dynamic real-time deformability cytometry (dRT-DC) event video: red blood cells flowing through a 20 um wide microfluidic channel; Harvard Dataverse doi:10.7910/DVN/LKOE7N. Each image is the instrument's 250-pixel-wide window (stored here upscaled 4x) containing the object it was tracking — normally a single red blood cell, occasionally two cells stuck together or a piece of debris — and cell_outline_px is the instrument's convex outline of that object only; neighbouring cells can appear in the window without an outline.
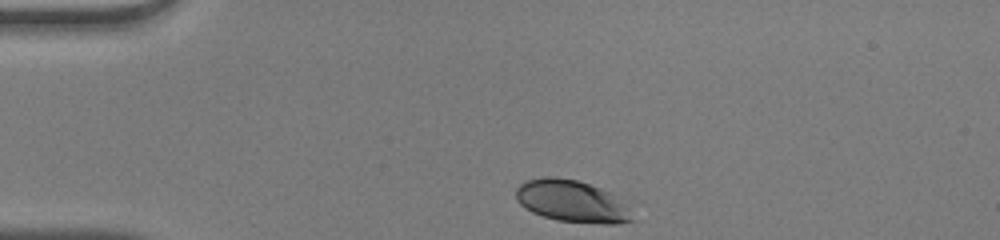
{"species": "human", "species_latin": "Homo sapiens", "temperature_condition": "warm", "stored_images_in_passage": 32, "camera_frame_rate_fps": 3000, "um_per_image_px": 0.085, "donor": {"sex": "male"}, "frame": {"image": 1, "passage_image": 1, "time_ms": 0.0, "image_size_px": [1000, 240], "cell_outline_px": [[636, 220], [616, 224], [604, 224], [556, 220], [532, 212], [524, 208], [516, 200], [516, 188], [524, 180], [544, 176], [552, 176], [576, 180], [600, 188], [608, 192], [628, 208]], "centroid_in_image_um": [48.56, 17.11], "position_along_channel_um": 36.4, "area_um2": 28.32}}
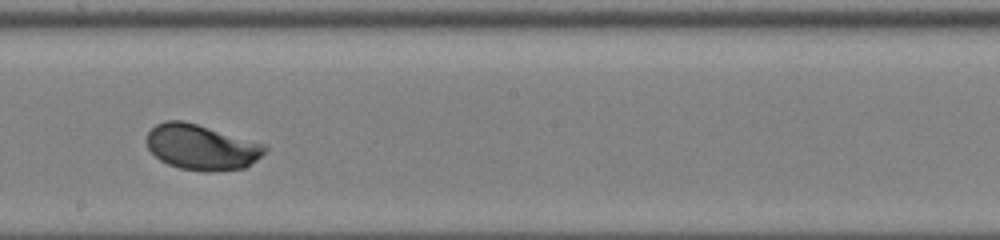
{"frame": {"image": 2, "passage_image": 19, "time_ms": 6.0, "image_size_px": [1000, 240], "cell_outline_px": [[268, 148], [256, 160], [244, 168], [216, 172], [204, 172], [180, 168], [168, 164], [160, 160], [148, 148], [148, 132], [156, 124], [164, 120], [184, 120], [268, 144]], "centroid_in_image_um": [17.17, 12.5], "position_along_channel_um": 231.0, "area_um2": 31.56}}
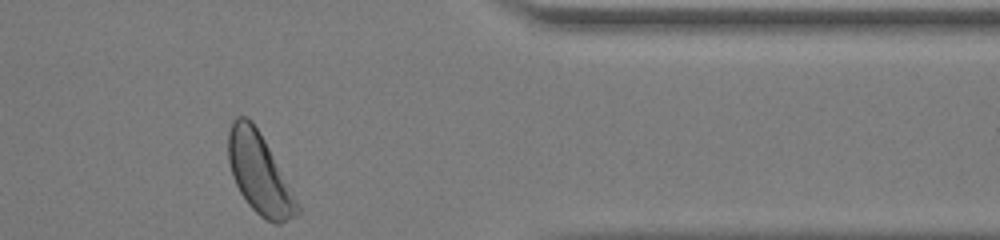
{"frame": {"image": 3, "passage_image": 32, "time_ms": 10.333, "image_size_px": [1000, 240], "cell_outline_px": [[300, 212], [280, 224], [276, 224], [260, 216], [248, 204], [240, 192], [232, 176], [228, 160], [228, 132], [232, 120], [236, 116], [248, 116], [252, 120], [264, 140], [300, 204]], "centroid_in_image_um": [22.03, 14.73], "position_along_channel_um": 389.4, "area_um2": 32.02}, "authors_computed_cell_mechanics": {"area_um2": 30.4606, "velocity_mm_per_s": 4.0502, "shape_relaxation_time_tau1_ms": 2.8102, "shape_relaxation_time_tau2_ms": null, "deformation_change_tau1": 0.1426, "deformation_change_tau2": null}}